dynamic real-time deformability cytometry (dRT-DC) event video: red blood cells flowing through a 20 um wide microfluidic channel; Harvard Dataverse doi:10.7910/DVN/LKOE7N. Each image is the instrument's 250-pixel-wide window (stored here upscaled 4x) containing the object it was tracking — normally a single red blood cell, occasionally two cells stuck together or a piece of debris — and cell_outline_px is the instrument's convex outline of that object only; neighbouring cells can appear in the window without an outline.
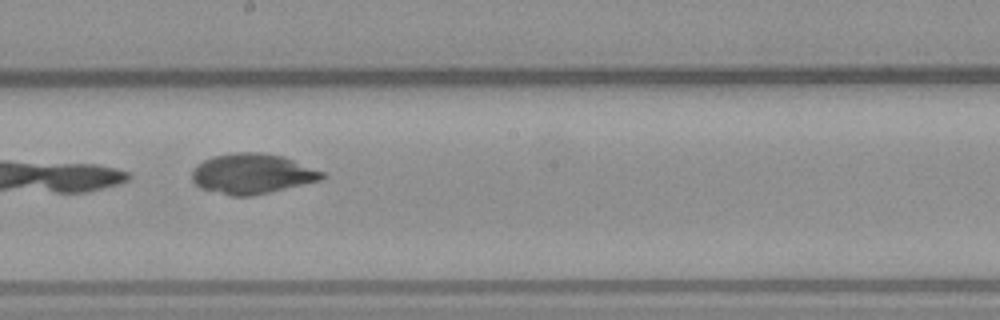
{"species": "common noctule bat (a hibernating species)", "species_latin": "Nyctalus noctula", "temperature_condition": "warm", "stored_images_in_passage": 8, "camera_frame_rate_fps": 3000, "um_per_image_px": 0.085, "animal": {"sex": "male", "body_mass_g": 23.1, "forearm_length_mm": 52.7}, "frame": {"image": 1, "passage_image": 8, "time_ms": 8.333, "image_size_px": [1000, 320], "cell_outline_px": [[324, 176], [320, 180], [252, 196], [232, 196], [200, 188], [192, 180], [192, 168], [196, 164], [212, 156], [232, 152], [260, 152], [284, 156], [324, 172]], "centroid_in_image_um": [21.39, 14.75], "position_along_channel_um": 226.8, "area_um2": 30.46}}